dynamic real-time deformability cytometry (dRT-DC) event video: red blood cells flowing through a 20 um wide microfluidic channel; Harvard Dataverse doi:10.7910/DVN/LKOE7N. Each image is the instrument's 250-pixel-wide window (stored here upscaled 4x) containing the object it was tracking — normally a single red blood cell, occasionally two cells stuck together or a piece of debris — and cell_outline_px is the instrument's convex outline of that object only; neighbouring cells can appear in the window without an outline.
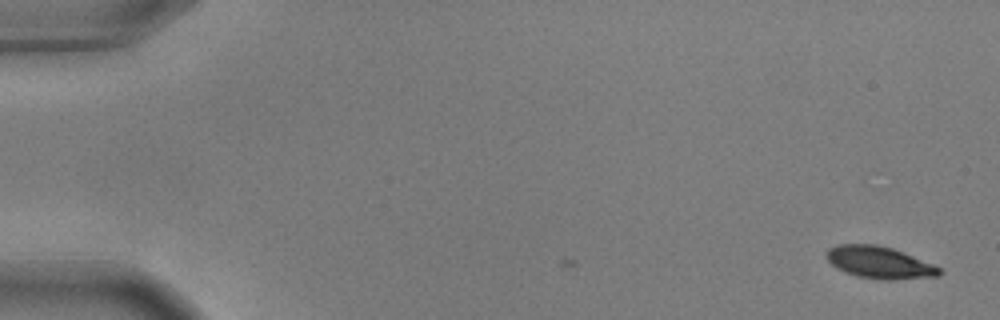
{"species": "common noctule bat (a hibernating species)", "species_latin": "Nyctalus noctula", "temperature_condition": "warm", "stored_images_in_passage": 5, "camera_frame_rate_fps": 3000, "um_per_image_px": 0.085, "animal": {"sex": "male", "body_mass_g": 17.9, "forearm_length_mm": 54.2}, "frame": {"image": 1, "passage_image": 5, "time_ms": 1.333, "image_size_px": [1000, 320], "cell_outline_px": [[940, 276], [892, 280], [880, 280], [856, 276], [844, 272], [836, 268], [824, 256], [828, 248], [836, 244], [876, 244], [892, 248], [904, 252], [932, 264], [940, 268]], "centroid_in_image_um": [74.7, 22.31], "position_along_channel_um": 10.3, "area_um2": 21.27}}